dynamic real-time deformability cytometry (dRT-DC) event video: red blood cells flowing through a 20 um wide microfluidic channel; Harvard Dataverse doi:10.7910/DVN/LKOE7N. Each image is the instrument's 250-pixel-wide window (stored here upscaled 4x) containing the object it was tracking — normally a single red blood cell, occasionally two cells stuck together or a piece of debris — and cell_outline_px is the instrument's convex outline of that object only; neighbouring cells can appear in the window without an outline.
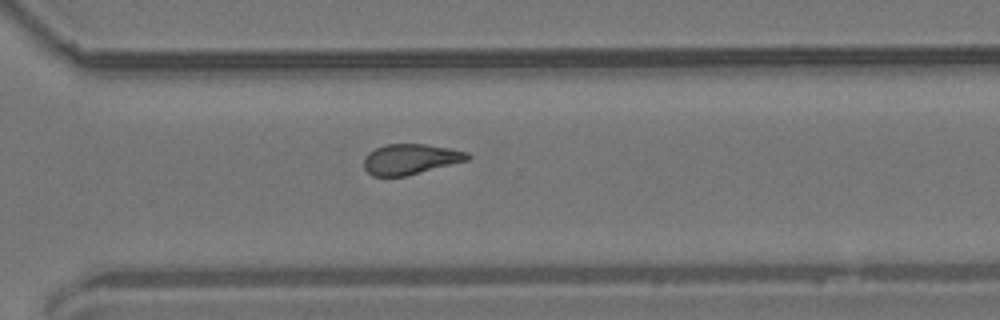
{"species": "common noctule bat (a hibernating species)", "species_latin": "Nyctalus noctula", "temperature_condition": "room temperature", "stored_images_in_passage": 11, "camera_frame_rate_fps": 3000, "um_per_image_px": 0.085, "animal": {"sex": "male", "body_mass_g": 19.2, "forearm_length_mm": 51.8}, "frame": {"image": 1, "passage_image": 11, "time_ms": 3.333, "image_size_px": [1000, 320], "cell_outline_px": [[472, 156], [468, 160], [408, 176], [372, 176], [364, 168], [364, 156], [368, 152], [384, 144], [424, 144], [452, 148], [468, 152]], "centroid_in_image_um": [34.9, 13.53], "position_along_channel_um": 335.7, "area_um2": 18.61}}